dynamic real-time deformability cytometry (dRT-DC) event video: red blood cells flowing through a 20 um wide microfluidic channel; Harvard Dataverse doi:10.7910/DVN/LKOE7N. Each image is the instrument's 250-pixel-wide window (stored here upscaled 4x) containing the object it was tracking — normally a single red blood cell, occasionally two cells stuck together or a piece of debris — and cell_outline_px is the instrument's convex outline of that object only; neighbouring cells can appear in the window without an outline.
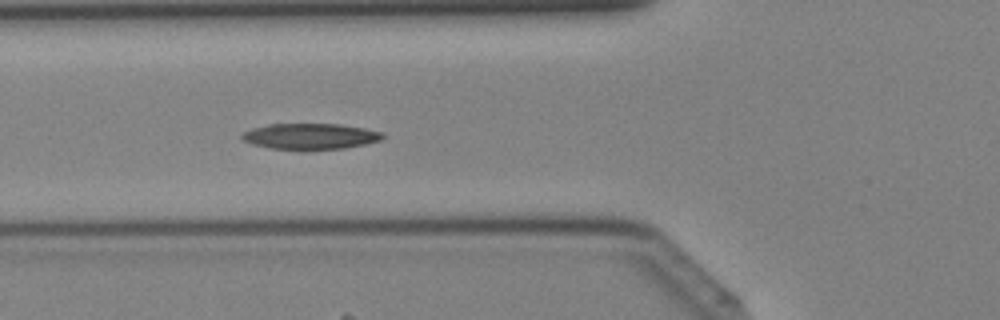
{"species": "Egyptian fruit bat (a non-hibernating species)", "species_latin": "Rousettus aegyptiacus", "temperature_condition": "cold", "stored_images_in_passage": 42, "camera_frame_rate_fps": 3000, "um_per_image_px": 0.085, "animal": {"sex": "female"}, "frame": {"image": 1, "passage_image": 16, "time_ms": 5.0, "image_size_px": [1000, 320], "cell_outline_px": [[384, 136], [380, 140], [364, 144], [344, 148], [304, 152], [300, 152], [268, 148], [252, 144], [244, 140], [240, 136], [244, 132], [252, 128], [268, 124], [340, 124], [364, 128], [380, 132]], "centroid_in_image_um": [26.32, 11.62], "position_along_channel_um": 99.5, "area_um2": 21.79}}
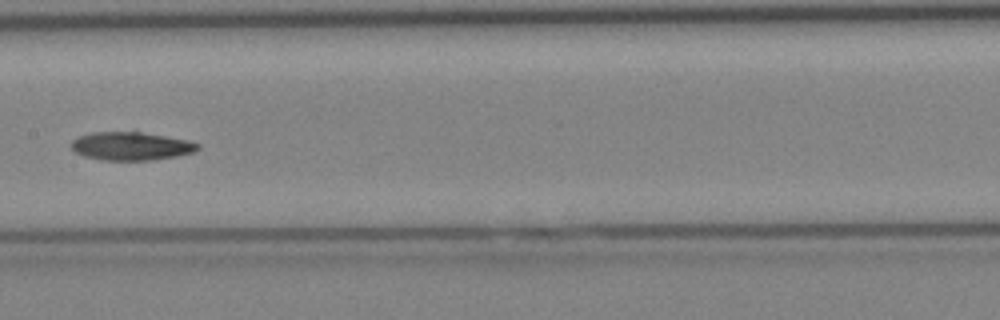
{"frame": {"image": 2, "passage_image": 22, "time_ms": 7.0, "image_size_px": [1000, 320], "cell_outline_px": [[200, 148], [192, 152], [180, 156], [152, 160], [104, 160], [84, 156], [76, 152], [72, 148], [72, 140], [80, 136], [92, 132], [140, 132], [188, 140], [200, 144]], "centroid_in_image_um": [11.17, 12.42], "position_along_channel_um": 196.2, "area_um2": 20.69}}
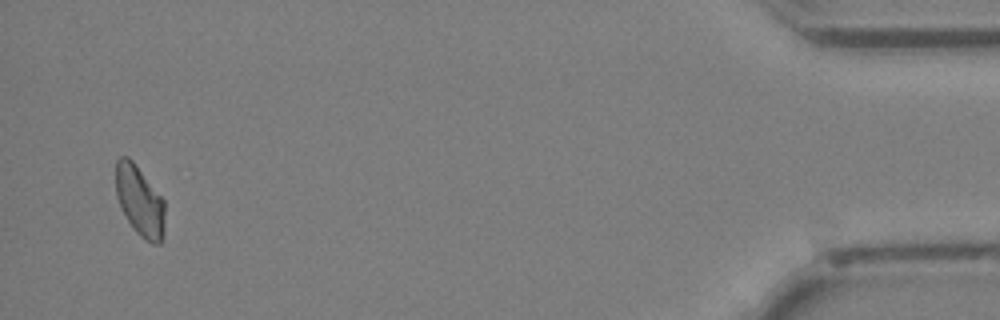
{"frame": {"image": 3, "passage_image": 41, "time_ms": 13.333, "image_size_px": [1000, 320], "cell_outline_px": [[164, 228], [160, 244], [152, 244], [140, 236], [136, 232], [120, 208], [116, 196], [116, 160], [120, 156], [128, 156], [132, 160], [164, 200]], "centroid_in_image_um": [11.86, 17.08], "position_along_channel_um": 423.3, "area_um2": 20.0}}